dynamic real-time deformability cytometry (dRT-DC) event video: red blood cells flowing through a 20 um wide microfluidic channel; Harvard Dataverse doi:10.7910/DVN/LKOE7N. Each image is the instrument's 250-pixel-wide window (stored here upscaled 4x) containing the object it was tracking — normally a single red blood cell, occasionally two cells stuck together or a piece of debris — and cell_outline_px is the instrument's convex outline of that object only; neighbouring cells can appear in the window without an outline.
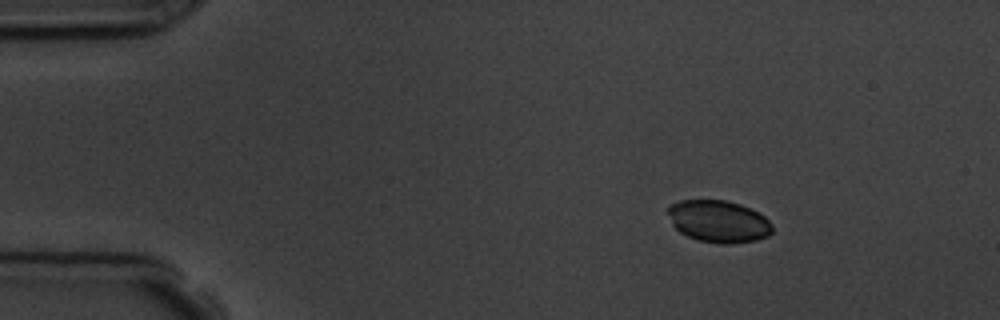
{"species": "common noctule bat (a hibernating species)", "species_latin": "Nyctalus noctula", "temperature_condition": "room temperature", "stored_images_in_passage": 5, "camera_frame_rate_fps": 3000, "um_per_image_px": 0.085, "animal": {"sex": "male", "body_mass_g": 19.5, "forearm_length_mm": 54.6}, "frame": {"image": 1, "passage_image": 2, "time_ms": 1.333, "image_size_px": [1000, 320], "cell_outline_px": [[772, 232], [768, 236], [756, 240], [732, 244], [720, 244], [700, 240], [688, 236], [680, 232], [672, 224], [668, 212], [668, 204], [680, 200], [728, 200], [740, 204], [764, 216], [772, 224]], "centroid_in_image_um": [61.07, 18.81], "position_along_channel_um": 23.9, "area_um2": 25.61}}
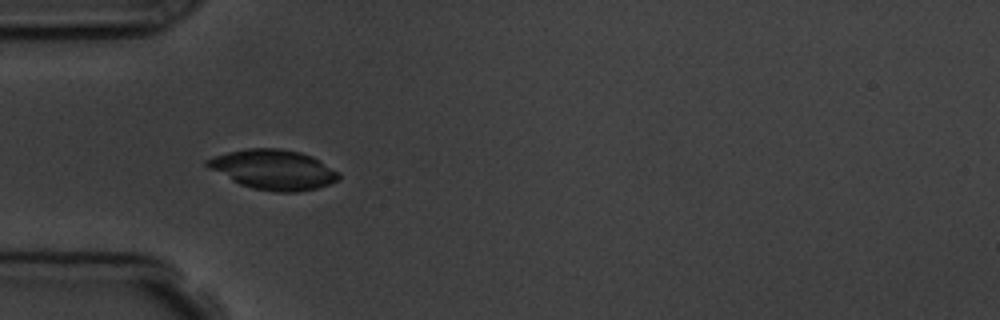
{"frame": {"image": 2, "passage_image": 4, "time_ms": 4.333, "image_size_px": [1000, 320], "cell_outline_px": [[340, 176], [336, 180], [328, 184], [316, 188], [296, 192], [276, 192], [252, 188], [240, 184], [208, 168], [204, 164], [204, 160], [228, 152], [248, 148], [280, 148], [300, 152], [312, 156], [320, 160], [340, 172]], "centroid_in_image_um": [23.24, 14.41], "position_along_channel_um": 61.8, "area_um2": 30.46}}